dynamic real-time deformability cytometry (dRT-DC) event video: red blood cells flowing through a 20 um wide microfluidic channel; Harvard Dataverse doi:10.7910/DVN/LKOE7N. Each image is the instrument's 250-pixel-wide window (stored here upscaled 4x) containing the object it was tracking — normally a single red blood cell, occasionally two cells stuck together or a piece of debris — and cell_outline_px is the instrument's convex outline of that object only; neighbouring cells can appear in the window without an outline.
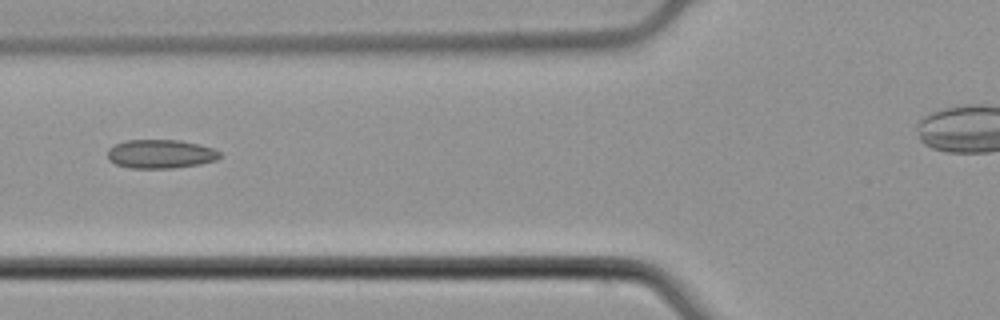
{"species": "common noctule bat (a hibernating species)", "species_latin": "Nyctalus noctula", "temperature_condition": "cold", "stored_images_in_passage": 6, "camera_frame_rate_fps": 3000, "um_per_image_px": 0.085, "animal": {"sex": "male", "body_mass_g": 21.5, "forearm_length_mm": 52.0}, "frame": {"image": 1, "passage_image": 6, "time_ms": 1.667, "image_size_px": [1000, 320], "cell_outline_px": [[224, 156], [216, 160], [200, 164], [172, 168], [132, 168], [116, 164], [108, 160], [108, 148], [116, 144], [128, 140], [180, 140], [200, 144], [212, 148], [220, 152]], "centroid_in_image_um": [13.68, 13.08], "position_along_channel_um": 112.1, "area_um2": 18.9}}